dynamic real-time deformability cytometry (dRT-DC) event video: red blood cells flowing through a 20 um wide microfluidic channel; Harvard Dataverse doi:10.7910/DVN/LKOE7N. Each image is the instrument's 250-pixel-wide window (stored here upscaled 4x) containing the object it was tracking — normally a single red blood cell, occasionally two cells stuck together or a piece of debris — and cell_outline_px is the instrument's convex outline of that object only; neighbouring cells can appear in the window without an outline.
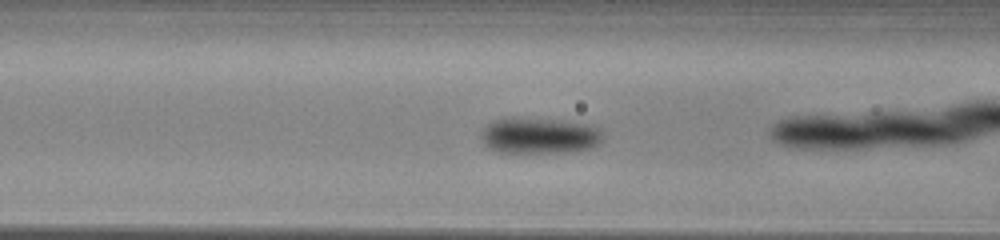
{"species": "common noctule bat (a hibernating species)", "species_latin": "Nyctalus noctula", "temperature_condition": "warm", "stored_images_in_passage": 49, "camera_frame_rate_fps": 3000, "um_per_image_px": 0.085, "animal": {"sex": "male", "body_mass_g": 13.0, "forearm_length_mm": 53.1}, "frame": {"image": 1, "passage_image": 17, "time_ms": 5.333, "image_size_px": [1000, 240], "cell_outline_px": [[604, 140], [600, 144], [592, 148], [568, 152], [496, 152], [488, 148], [484, 144], [480, 136], [484, 128], [492, 120], [560, 120], [584, 124], [600, 128], [604, 136]], "centroid_in_image_um": [45.91, 11.57], "position_along_channel_um": 120.7, "area_um2": 25.09}}
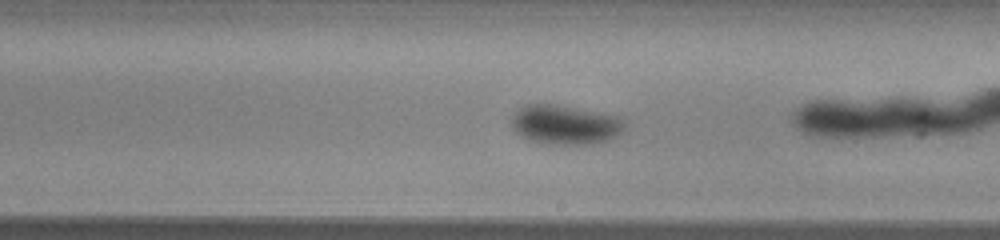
{"frame": {"image": 2, "passage_image": 26, "time_ms": 8.333, "image_size_px": [1000, 240], "cell_outline_px": [[624, 128], [616, 136], [608, 140], [592, 144], [544, 144], [528, 140], [520, 136], [512, 128], [512, 116], [524, 104], [556, 104], [620, 116], [624, 124]], "centroid_in_image_um": [48.01, 10.6], "position_along_channel_um": 241.0, "area_um2": 26.07}}
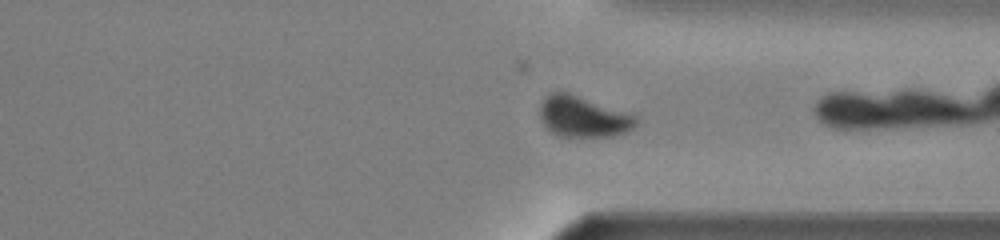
{"frame": {"image": 3, "passage_image": 35, "time_ms": 11.333, "image_size_px": [1000, 240], "cell_outline_px": [[640, 120], [628, 132], [612, 136], [556, 136], [544, 124], [540, 116], [540, 104], [544, 96], [552, 92], [568, 92], [632, 112]], "centroid_in_image_um": [49.62, 9.9], "position_along_channel_um": 361.8, "area_um2": 23.35}, "authors_computed_cell_mechanics": {"area_um2": 25.0852, "velocity_mm_per_s": 4.0234, "shape_relaxation_time_tau1_ms": 2.4203, "shape_relaxation_time_tau2_ms": null, "deformation_change_tau1": 0.096, "deformation_change_tau2": null}}